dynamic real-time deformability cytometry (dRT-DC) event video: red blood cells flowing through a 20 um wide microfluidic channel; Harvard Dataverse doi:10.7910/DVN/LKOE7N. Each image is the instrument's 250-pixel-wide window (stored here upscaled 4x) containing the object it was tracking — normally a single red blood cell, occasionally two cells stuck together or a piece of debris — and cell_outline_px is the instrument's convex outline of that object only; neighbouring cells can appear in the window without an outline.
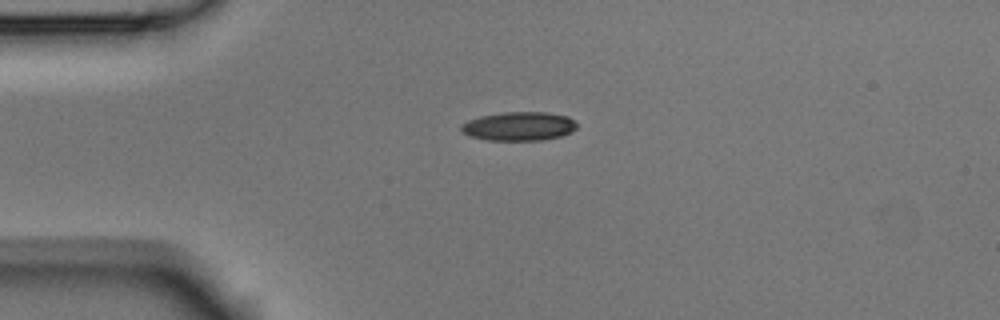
{"species": "Egyptian fruit bat (a non-hibernating species)", "species_latin": "Rousettus aegyptiacus", "temperature_condition": "room temperature", "stored_images_in_passage": 3, "camera_frame_rate_fps": 3000, "um_per_image_px": 0.085, "animal": {"sex": "male"}, "frame": {"image": 1, "passage_image": 2, "time_ms": 0.333, "image_size_px": [1000, 320], "cell_outline_px": [[576, 128], [572, 132], [560, 136], [544, 140], [488, 140], [472, 136], [464, 132], [460, 128], [460, 124], [468, 120], [480, 116], [500, 112], [548, 112], [568, 116], [576, 120]], "centroid_in_image_um": [44.14, 10.72], "position_along_channel_um": 40.9, "area_um2": 19.54}}